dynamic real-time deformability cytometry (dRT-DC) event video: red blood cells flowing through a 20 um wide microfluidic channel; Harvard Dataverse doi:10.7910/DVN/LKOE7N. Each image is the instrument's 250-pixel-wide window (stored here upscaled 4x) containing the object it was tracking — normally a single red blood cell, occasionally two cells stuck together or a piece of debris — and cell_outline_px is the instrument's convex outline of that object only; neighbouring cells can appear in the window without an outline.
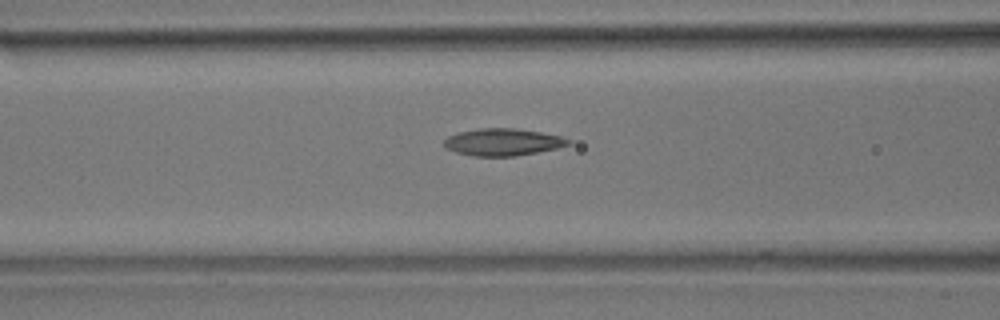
{"species": "common noctule bat (a hibernating species)", "species_latin": "Nyctalus noctula", "temperature_condition": "room temperature", "stored_images_in_passage": 38, "camera_frame_rate_fps": 3000, "um_per_image_px": 0.085, "animal": {"sex": "male", "body_mass_g": 17.9}, "frame": {"image": 1, "passage_image": 16, "time_ms": 5.0, "image_size_px": [1000, 320], "cell_outline_px": [[572, 144], [556, 148], [516, 156], [472, 156], [456, 152], [448, 148], [444, 144], [444, 140], [448, 136], [460, 132], [480, 128], [516, 128], [564, 136], [572, 140]], "centroid_in_image_um": [42.79, 12.07], "position_along_channel_um": 123.8, "area_um2": 19.65}}
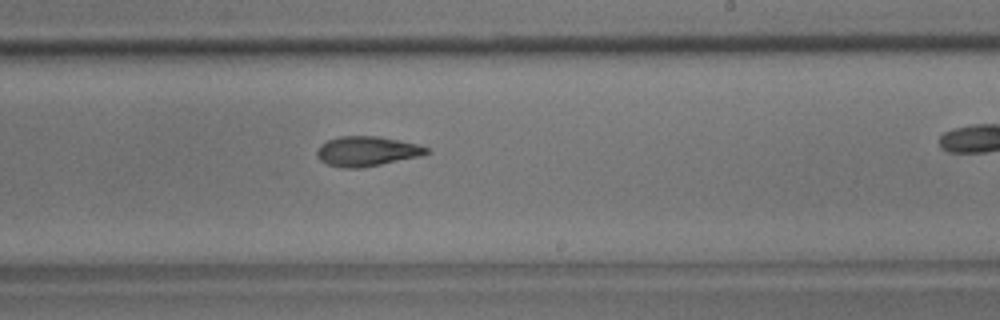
{"frame": {"image": 2, "passage_image": 27, "time_ms": 8.667, "image_size_px": [1000, 320], "cell_outline_px": [[432, 152], [420, 156], [360, 168], [340, 168], [328, 164], [320, 160], [316, 156], [316, 152], [320, 144], [328, 140], [340, 136], [376, 136], [416, 144], [428, 148]], "centroid_in_image_um": [31.14, 12.86], "position_along_channel_um": 257.9, "area_um2": 18.9}}
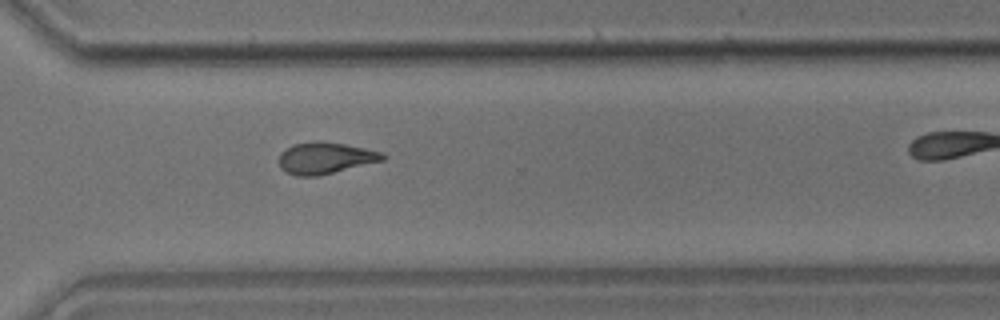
{"frame": {"image": 3, "passage_image": 34, "time_ms": 11.0, "image_size_px": [1000, 320], "cell_outline_px": [[388, 156], [384, 160], [316, 176], [296, 176], [280, 168], [280, 152], [292, 144], [316, 140], [320, 140], [344, 144], [384, 152]], "centroid_in_image_um": [27.65, 13.41], "position_along_channel_um": 342.9, "area_um2": 19.07}}